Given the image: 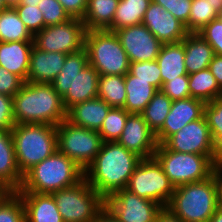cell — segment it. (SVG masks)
Here are the masks:
<instances>
[{
  "label": "cell",
  "mask_w": 222,
  "mask_h": 222,
  "mask_svg": "<svg viewBox=\"0 0 222 222\" xmlns=\"http://www.w3.org/2000/svg\"><path fill=\"white\" fill-rule=\"evenodd\" d=\"M141 160V157L116 141L104 142L99 153L84 170V178L105 200L127 187L130 176Z\"/></svg>",
  "instance_id": "obj_1"
},
{
  "label": "cell",
  "mask_w": 222,
  "mask_h": 222,
  "mask_svg": "<svg viewBox=\"0 0 222 222\" xmlns=\"http://www.w3.org/2000/svg\"><path fill=\"white\" fill-rule=\"evenodd\" d=\"M12 99L15 124L57 126L66 120L62 97L52 84L25 82Z\"/></svg>",
  "instance_id": "obj_2"
},
{
  "label": "cell",
  "mask_w": 222,
  "mask_h": 222,
  "mask_svg": "<svg viewBox=\"0 0 222 222\" xmlns=\"http://www.w3.org/2000/svg\"><path fill=\"white\" fill-rule=\"evenodd\" d=\"M83 179L84 169L57 150L24 175L22 185L16 192L52 194Z\"/></svg>",
  "instance_id": "obj_3"
},
{
  "label": "cell",
  "mask_w": 222,
  "mask_h": 222,
  "mask_svg": "<svg viewBox=\"0 0 222 222\" xmlns=\"http://www.w3.org/2000/svg\"><path fill=\"white\" fill-rule=\"evenodd\" d=\"M219 206V187L213 174L206 180L175 187L167 208L183 222H209Z\"/></svg>",
  "instance_id": "obj_4"
},
{
  "label": "cell",
  "mask_w": 222,
  "mask_h": 222,
  "mask_svg": "<svg viewBox=\"0 0 222 222\" xmlns=\"http://www.w3.org/2000/svg\"><path fill=\"white\" fill-rule=\"evenodd\" d=\"M11 134L16 162L23 176L58 150L55 125L15 124Z\"/></svg>",
  "instance_id": "obj_5"
},
{
  "label": "cell",
  "mask_w": 222,
  "mask_h": 222,
  "mask_svg": "<svg viewBox=\"0 0 222 222\" xmlns=\"http://www.w3.org/2000/svg\"><path fill=\"white\" fill-rule=\"evenodd\" d=\"M174 187L206 180L214 174L215 155L175 152L158 144L153 156Z\"/></svg>",
  "instance_id": "obj_6"
},
{
  "label": "cell",
  "mask_w": 222,
  "mask_h": 222,
  "mask_svg": "<svg viewBox=\"0 0 222 222\" xmlns=\"http://www.w3.org/2000/svg\"><path fill=\"white\" fill-rule=\"evenodd\" d=\"M85 49L88 64L99 75H125L129 72V59L115 32L108 30L87 31Z\"/></svg>",
  "instance_id": "obj_7"
},
{
  "label": "cell",
  "mask_w": 222,
  "mask_h": 222,
  "mask_svg": "<svg viewBox=\"0 0 222 222\" xmlns=\"http://www.w3.org/2000/svg\"><path fill=\"white\" fill-rule=\"evenodd\" d=\"M64 222H91L105 207V200L84 178L76 185L52 193Z\"/></svg>",
  "instance_id": "obj_8"
},
{
  "label": "cell",
  "mask_w": 222,
  "mask_h": 222,
  "mask_svg": "<svg viewBox=\"0 0 222 222\" xmlns=\"http://www.w3.org/2000/svg\"><path fill=\"white\" fill-rule=\"evenodd\" d=\"M58 151L86 169L104 143L98 131L63 120L56 126Z\"/></svg>",
  "instance_id": "obj_9"
},
{
  "label": "cell",
  "mask_w": 222,
  "mask_h": 222,
  "mask_svg": "<svg viewBox=\"0 0 222 222\" xmlns=\"http://www.w3.org/2000/svg\"><path fill=\"white\" fill-rule=\"evenodd\" d=\"M126 189L141 198L167 207L175 187L165 175L162 166L152 157L139 162Z\"/></svg>",
  "instance_id": "obj_10"
},
{
  "label": "cell",
  "mask_w": 222,
  "mask_h": 222,
  "mask_svg": "<svg viewBox=\"0 0 222 222\" xmlns=\"http://www.w3.org/2000/svg\"><path fill=\"white\" fill-rule=\"evenodd\" d=\"M87 31L82 19L71 18L65 23L46 26L33 36V43L45 52L75 53L85 49Z\"/></svg>",
  "instance_id": "obj_11"
},
{
  "label": "cell",
  "mask_w": 222,
  "mask_h": 222,
  "mask_svg": "<svg viewBox=\"0 0 222 222\" xmlns=\"http://www.w3.org/2000/svg\"><path fill=\"white\" fill-rule=\"evenodd\" d=\"M105 207L120 222H155L162 206L130 192L126 188L105 199Z\"/></svg>",
  "instance_id": "obj_12"
},
{
  "label": "cell",
  "mask_w": 222,
  "mask_h": 222,
  "mask_svg": "<svg viewBox=\"0 0 222 222\" xmlns=\"http://www.w3.org/2000/svg\"><path fill=\"white\" fill-rule=\"evenodd\" d=\"M162 144L175 152L215 155L213 140L204 115L186 124Z\"/></svg>",
  "instance_id": "obj_13"
},
{
  "label": "cell",
  "mask_w": 222,
  "mask_h": 222,
  "mask_svg": "<svg viewBox=\"0 0 222 222\" xmlns=\"http://www.w3.org/2000/svg\"><path fill=\"white\" fill-rule=\"evenodd\" d=\"M129 62L154 61L159 55L162 43L143 24L121 28L115 31Z\"/></svg>",
  "instance_id": "obj_14"
},
{
  "label": "cell",
  "mask_w": 222,
  "mask_h": 222,
  "mask_svg": "<svg viewBox=\"0 0 222 222\" xmlns=\"http://www.w3.org/2000/svg\"><path fill=\"white\" fill-rule=\"evenodd\" d=\"M142 159L154 156L158 146L155 133L141 114H129L121 136L116 141Z\"/></svg>",
  "instance_id": "obj_15"
},
{
  "label": "cell",
  "mask_w": 222,
  "mask_h": 222,
  "mask_svg": "<svg viewBox=\"0 0 222 222\" xmlns=\"http://www.w3.org/2000/svg\"><path fill=\"white\" fill-rule=\"evenodd\" d=\"M142 24L162 43L182 41L188 34L185 25L161 5L150 2Z\"/></svg>",
  "instance_id": "obj_16"
},
{
  "label": "cell",
  "mask_w": 222,
  "mask_h": 222,
  "mask_svg": "<svg viewBox=\"0 0 222 222\" xmlns=\"http://www.w3.org/2000/svg\"><path fill=\"white\" fill-rule=\"evenodd\" d=\"M205 102L188 97L172 101V106L162 128L155 134L158 144L181 130L186 124L200 119L204 115Z\"/></svg>",
  "instance_id": "obj_17"
},
{
  "label": "cell",
  "mask_w": 222,
  "mask_h": 222,
  "mask_svg": "<svg viewBox=\"0 0 222 222\" xmlns=\"http://www.w3.org/2000/svg\"><path fill=\"white\" fill-rule=\"evenodd\" d=\"M66 56L64 53L45 52L33 46L26 82L51 84L62 70Z\"/></svg>",
  "instance_id": "obj_18"
},
{
  "label": "cell",
  "mask_w": 222,
  "mask_h": 222,
  "mask_svg": "<svg viewBox=\"0 0 222 222\" xmlns=\"http://www.w3.org/2000/svg\"><path fill=\"white\" fill-rule=\"evenodd\" d=\"M23 178L16 162L11 130L0 129V185L6 191H17Z\"/></svg>",
  "instance_id": "obj_19"
},
{
  "label": "cell",
  "mask_w": 222,
  "mask_h": 222,
  "mask_svg": "<svg viewBox=\"0 0 222 222\" xmlns=\"http://www.w3.org/2000/svg\"><path fill=\"white\" fill-rule=\"evenodd\" d=\"M110 108L104 100L96 97L70 107L66 120L78 127L99 131Z\"/></svg>",
  "instance_id": "obj_20"
},
{
  "label": "cell",
  "mask_w": 222,
  "mask_h": 222,
  "mask_svg": "<svg viewBox=\"0 0 222 222\" xmlns=\"http://www.w3.org/2000/svg\"><path fill=\"white\" fill-rule=\"evenodd\" d=\"M17 193L24 204L26 222H64L52 194Z\"/></svg>",
  "instance_id": "obj_21"
},
{
  "label": "cell",
  "mask_w": 222,
  "mask_h": 222,
  "mask_svg": "<svg viewBox=\"0 0 222 222\" xmlns=\"http://www.w3.org/2000/svg\"><path fill=\"white\" fill-rule=\"evenodd\" d=\"M33 41H0V66L27 81Z\"/></svg>",
  "instance_id": "obj_22"
},
{
  "label": "cell",
  "mask_w": 222,
  "mask_h": 222,
  "mask_svg": "<svg viewBox=\"0 0 222 222\" xmlns=\"http://www.w3.org/2000/svg\"><path fill=\"white\" fill-rule=\"evenodd\" d=\"M99 73L90 64L86 65L81 72L72 80L67 93L62 97L66 110L77 103H81L98 97Z\"/></svg>",
  "instance_id": "obj_23"
},
{
  "label": "cell",
  "mask_w": 222,
  "mask_h": 222,
  "mask_svg": "<svg viewBox=\"0 0 222 222\" xmlns=\"http://www.w3.org/2000/svg\"><path fill=\"white\" fill-rule=\"evenodd\" d=\"M182 42L187 74L207 69L215 55L208 42L199 33H188Z\"/></svg>",
  "instance_id": "obj_24"
},
{
  "label": "cell",
  "mask_w": 222,
  "mask_h": 222,
  "mask_svg": "<svg viewBox=\"0 0 222 222\" xmlns=\"http://www.w3.org/2000/svg\"><path fill=\"white\" fill-rule=\"evenodd\" d=\"M184 59L185 51L182 41L162 44L156 58L161 71L162 86L178 76L188 75Z\"/></svg>",
  "instance_id": "obj_25"
},
{
  "label": "cell",
  "mask_w": 222,
  "mask_h": 222,
  "mask_svg": "<svg viewBox=\"0 0 222 222\" xmlns=\"http://www.w3.org/2000/svg\"><path fill=\"white\" fill-rule=\"evenodd\" d=\"M126 101L124 109L130 114H141L158 91L149 81L138 79L129 72L125 74Z\"/></svg>",
  "instance_id": "obj_26"
},
{
  "label": "cell",
  "mask_w": 222,
  "mask_h": 222,
  "mask_svg": "<svg viewBox=\"0 0 222 222\" xmlns=\"http://www.w3.org/2000/svg\"><path fill=\"white\" fill-rule=\"evenodd\" d=\"M119 0H87V8L82 18L88 31H111L115 11Z\"/></svg>",
  "instance_id": "obj_27"
},
{
  "label": "cell",
  "mask_w": 222,
  "mask_h": 222,
  "mask_svg": "<svg viewBox=\"0 0 222 222\" xmlns=\"http://www.w3.org/2000/svg\"><path fill=\"white\" fill-rule=\"evenodd\" d=\"M151 0H119L111 23V31L142 24Z\"/></svg>",
  "instance_id": "obj_28"
},
{
  "label": "cell",
  "mask_w": 222,
  "mask_h": 222,
  "mask_svg": "<svg viewBox=\"0 0 222 222\" xmlns=\"http://www.w3.org/2000/svg\"><path fill=\"white\" fill-rule=\"evenodd\" d=\"M88 65L86 49L67 54L64 65L55 80L51 83L57 93L63 97L72 84V80Z\"/></svg>",
  "instance_id": "obj_29"
},
{
  "label": "cell",
  "mask_w": 222,
  "mask_h": 222,
  "mask_svg": "<svg viewBox=\"0 0 222 222\" xmlns=\"http://www.w3.org/2000/svg\"><path fill=\"white\" fill-rule=\"evenodd\" d=\"M188 77L190 97L200 99L205 103L222 97V90L208 68L189 74Z\"/></svg>",
  "instance_id": "obj_30"
},
{
  "label": "cell",
  "mask_w": 222,
  "mask_h": 222,
  "mask_svg": "<svg viewBox=\"0 0 222 222\" xmlns=\"http://www.w3.org/2000/svg\"><path fill=\"white\" fill-rule=\"evenodd\" d=\"M0 41H33V35L14 8L8 7L0 11Z\"/></svg>",
  "instance_id": "obj_31"
},
{
  "label": "cell",
  "mask_w": 222,
  "mask_h": 222,
  "mask_svg": "<svg viewBox=\"0 0 222 222\" xmlns=\"http://www.w3.org/2000/svg\"><path fill=\"white\" fill-rule=\"evenodd\" d=\"M98 97L110 107L123 108L126 101L125 75H99Z\"/></svg>",
  "instance_id": "obj_32"
},
{
  "label": "cell",
  "mask_w": 222,
  "mask_h": 222,
  "mask_svg": "<svg viewBox=\"0 0 222 222\" xmlns=\"http://www.w3.org/2000/svg\"><path fill=\"white\" fill-rule=\"evenodd\" d=\"M171 106L172 100L162 90H158L142 111L143 119L155 134L162 128Z\"/></svg>",
  "instance_id": "obj_33"
},
{
  "label": "cell",
  "mask_w": 222,
  "mask_h": 222,
  "mask_svg": "<svg viewBox=\"0 0 222 222\" xmlns=\"http://www.w3.org/2000/svg\"><path fill=\"white\" fill-rule=\"evenodd\" d=\"M204 116L214 144L215 162L222 164V97L205 104Z\"/></svg>",
  "instance_id": "obj_34"
},
{
  "label": "cell",
  "mask_w": 222,
  "mask_h": 222,
  "mask_svg": "<svg viewBox=\"0 0 222 222\" xmlns=\"http://www.w3.org/2000/svg\"><path fill=\"white\" fill-rule=\"evenodd\" d=\"M130 113L124 108L111 107L98 131L104 142L117 141Z\"/></svg>",
  "instance_id": "obj_35"
},
{
  "label": "cell",
  "mask_w": 222,
  "mask_h": 222,
  "mask_svg": "<svg viewBox=\"0 0 222 222\" xmlns=\"http://www.w3.org/2000/svg\"><path fill=\"white\" fill-rule=\"evenodd\" d=\"M219 14L212 7L210 0H192L188 21V33H198Z\"/></svg>",
  "instance_id": "obj_36"
},
{
  "label": "cell",
  "mask_w": 222,
  "mask_h": 222,
  "mask_svg": "<svg viewBox=\"0 0 222 222\" xmlns=\"http://www.w3.org/2000/svg\"><path fill=\"white\" fill-rule=\"evenodd\" d=\"M0 222H26L24 204L16 191L0 196Z\"/></svg>",
  "instance_id": "obj_37"
},
{
  "label": "cell",
  "mask_w": 222,
  "mask_h": 222,
  "mask_svg": "<svg viewBox=\"0 0 222 222\" xmlns=\"http://www.w3.org/2000/svg\"><path fill=\"white\" fill-rule=\"evenodd\" d=\"M129 73L138 79L149 81L158 90L162 88L161 71L156 60L130 62Z\"/></svg>",
  "instance_id": "obj_38"
},
{
  "label": "cell",
  "mask_w": 222,
  "mask_h": 222,
  "mask_svg": "<svg viewBox=\"0 0 222 222\" xmlns=\"http://www.w3.org/2000/svg\"><path fill=\"white\" fill-rule=\"evenodd\" d=\"M44 18V28L67 22L71 17L58 0H41L38 4Z\"/></svg>",
  "instance_id": "obj_39"
},
{
  "label": "cell",
  "mask_w": 222,
  "mask_h": 222,
  "mask_svg": "<svg viewBox=\"0 0 222 222\" xmlns=\"http://www.w3.org/2000/svg\"><path fill=\"white\" fill-rule=\"evenodd\" d=\"M14 9L33 36L44 28L43 14L38 6L16 5Z\"/></svg>",
  "instance_id": "obj_40"
},
{
  "label": "cell",
  "mask_w": 222,
  "mask_h": 222,
  "mask_svg": "<svg viewBox=\"0 0 222 222\" xmlns=\"http://www.w3.org/2000/svg\"><path fill=\"white\" fill-rule=\"evenodd\" d=\"M169 11L176 19L181 21L188 31V21L192 0H151Z\"/></svg>",
  "instance_id": "obj_41"
},
{
  "label": "cell",
  "mask_w": 222,
  "mask_h": 222,
  "mask_svg": "<svg viewBox=\"0 0 222 222\" xmlns=\"http://www.w3.org/2000/svg\"><path fill=\"white\" fill-rule=\"evenodd\" d=\"M198 33L213 48L215 55L222 56V20L220 17L213 19Z\"/></svg>",
  "instance_id": "obj_42"
},
{
  "label": "cell",
  "mask_w": 222,
  "mask_h": 222,
  "mask_svg": "<svg viewBox=\"0 0 222 222\" xmlns=\"http://www.w3.org/2000/svg\"><path fill=\"white\" fill-rule=\"evenodd\" d=\"M188 75L178 76L163 84L161 90L172 100H180L190 97Z\"/></svg>",
  "instance_id": "obj_43"
},
{
  "label": "cell",
  "mask_w": 222,
  "mask_h": 222,
  "mask_svg": "<svg viewBox=\"0 0 222 222\" xmlns=\"http://www.w3.org/2000/svg\"><path fill=\"white\" fill-rule=\"evenodd\" d=\"M24 83L21 77L0 66V94L13 97Z\"/></svg>",
  "instance_id": "obj_44"
},
{
  "label": "cell",
  "mask_w": 222,
  "mask_h": 222,
  "mask_svg": "<svg viewBox=\"0 0 222 222\" xmlns=\"http://www.w3.org/2000/svg\"><path fill=\"white\" fill-rule=\"evenodd\" d=\"M14 126L13 99L0 94V129L12 130Z\"/></svg>",
  "instance_id": "obj_45"
},
{
  "label": "cell",
  "mask_w": 222,
  "mask_h": 222,
  "mask_svg": "<svg viewBox=\"0 0 222 222\" xmlns=\"http://www.w3.org/2000/svg\"><path fill=\"white\" fill-rule=\"evenodd\" d=\"M63 6L64 10L71 18L82 19L84 17L87 0H58Z\"/></svg>",
  "instance_id": "obj_46"
},
{
  "label": "cell",
  "mask_w": 222,
  "mask_h": 222,
  "mask_svg": "<svg viewBox=\"0 0 222 222\" xmlns=\"http://www.w3.org/2000/svg\"><path fill=\"white\" fill-rule=\"evenodd\" d=\"M208 69L214 75L218 86L222 90V56L214 55Z\"/></svg>",
  "instance_id": "obj_47"
},
{
  "label": "cell",
  "mask_w": 222,
  "mask_h": 222,
  "mask_svg": "<svg viewBox=\"0 0 222 222\" xmlns=\"http://www.w3.org/2000/svg\"><path fill=\"white\" fill-rule=\"evenodd\" d=\"M155 222H183L167 207H162L157 213Z\"/></svg>",
  "instance_id": "obj_48"
},
{
  "label": "cell",
  "mask_w": 222,
  "mask_h": 222,
  "mask_svg": "<svg viewBox=\"0 0 222 222\" xmlns=\"http://www.w3.org/2000/svg\"><path fill=\"white\" fill-rule=\"evenodd\" d=\"M91 222H120L104 207Z\"/></svg>",
  "instance_id": "obj_49"
},
{
  "label": "cell",
  "mask_w": 222,
  "mask_h": 222,
  "mask_svg": "<svg viewBox=\"0 0 222 222\" xmlns=\"http://www.w3.org/2000/svg\"><path fill=\"white\" fill-rule=\"evenodd\" d=\"M219 187V204L222 206V164H217L214 170Z\"/></svg>",
  "instance_id": "obj_50"
},
{
  "label": "cell",
  "mask_w": 222,
  "mask_h": 222,
  "mask_svg": "<svg viewBox=\"0 0 222 222\" xmlns=\"http://www.w3.org/2000/svg\"><path fill=\"white\" fill-rule=\"evenodd\" d=\"M209 222H222V206L220 205Z\"/></svg>",
  "instance_id": "obj_51"
},
{
  "label": "cell",
  "mask_w": 222,
  "mask_h": 222,
  "mask_svg": "<svg viewBox=\"0 0 222 222\" xmlns=\"http://www.w3.org/2000/svg\"><path fill=\"white\" fill-rule=\"evenodd\" d=\"M212 7L220 15L222 13V0H210Z\"/></svg>",
  "instance_id": "obj_52"
},
{
  "label": "cell",
  "mask_w": 222,
  "mask_h": 222,
  "mask_svg": "<svg viewBox=\"0 0 222 222\" xmlns=\"http://www.w3.org/2000/svg\"><path fill=\"white\" fill-rule=\"evenodd\" d=\"M41 0H20L18 5H29V6H38Z\"/></svg>",
  "instance_id": "obj_53"
},
{
  "label": "cell",
  "mask_w": 222,
  "mask_h": 222,
  "mask_svg": "<svg viewBox=\"0 0 222 222\" xmlns=\"http://www.w3.org/2000/svg\"><path fill=\"white\" fill-rule=\"evenodd\" d=\"M7 7L14 8L16 5L20 3V0H4Z\"/></svg>",
  "instance_id": "obj_54"
},
{
  "label": "cell",
  "mask_w": 222,
  "mask_h": 222,
  "mask_svg": "<svg viewBox=\"0 0 222 222\" xmlns=\"http://www.w3.org/2000/svg\"><path fill=\"white\" fill-rule=\"evenodd\" d=\"M6 8H8V7L6 6L4 0H0V11L4 10Z\"/></svg>",
  "instance_id": "obj_55"
},
{
  "label": "cell",
  "mask_w": 222,
  "mask_h": 222,
  "mask_svg": "<svg viewBox=\"0 0 222 222\" xmlns=\"http://www.w3.org/2000/svg\"><path fill=\"white\" fill-rule=\"evenodd\" d=\"M7 191L4 188H0V196H2L3 194H5Z\"/></svg>",
  "instance_id": "obj_56"
}]
</instances>
